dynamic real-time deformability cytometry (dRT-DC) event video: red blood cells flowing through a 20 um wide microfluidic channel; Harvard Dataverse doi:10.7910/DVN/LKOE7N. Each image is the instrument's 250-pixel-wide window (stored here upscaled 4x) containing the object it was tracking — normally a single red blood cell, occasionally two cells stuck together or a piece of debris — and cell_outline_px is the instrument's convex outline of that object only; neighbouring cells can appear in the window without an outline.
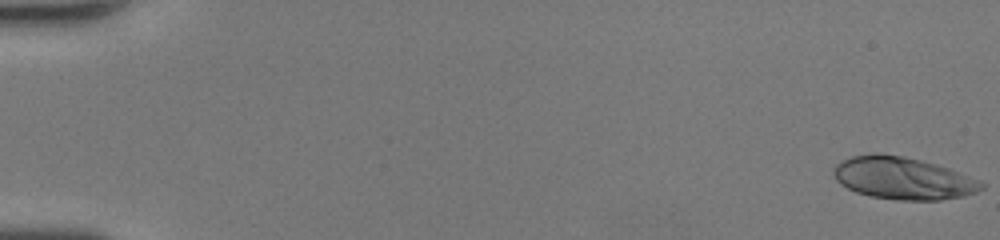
{"species": "human", "species_latin": "Homo sapiens", "temperature_condition": "room temperature", "stored_images_in_passage": 48, "camera_frame_rate_fps": 3000, "um_per_image_px": 0.085, "donor": {"sex": "female"}, "frame": {"image": 1, "passage_image": 1, "time_ms": 0.0, "image_size_px": [1000, 240], "cell_outline_px": [[984, 188], [976, 192], [964, 196], [940, 200], [896, 200], [872, 196], [856, 192], [840, 184], [836, 180], [832, 172], [832, 168], [836, 164], [852, 156], [876, 152], [904, 156], [936, 164], [948, 168], [980, 180], [984, 184]], "centroid_in_image_um": [76.74, 15.14], "position_along_channel_um": 8.3, "area_um2": 36.53}}
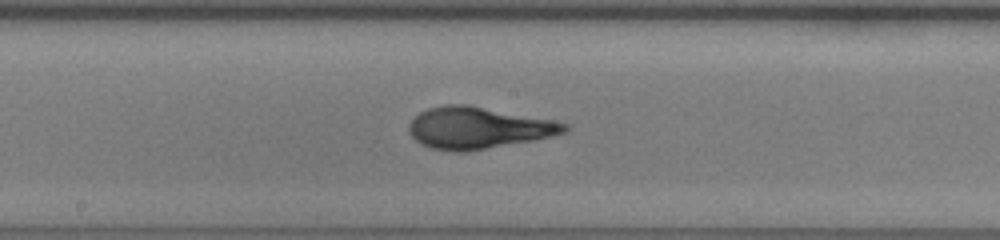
{"frame": {"image": 2, "passage_image": 27, "time_ms": 8.667, "image_size_px": [1000, 240], "cell_outline_px": [[568, 132], [532, 140], [464, 152], [452, 152], [432, 148], [420, 144], [408, 132], [408, 128], [412, 120], [420, 112], [428, 108], [444, 104], [464, 104], [552, 120], [568, 124]], "centroid_in_image_um": [40.6, 10.87], "position_along_channel_um": 207.6, "area_um2": 37.34}}
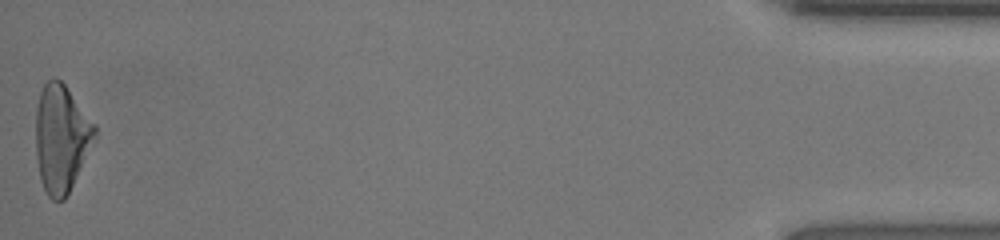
{"frame": {"image": 3, "passage_image": 48, "time_ms": 15.667, "image_size_px": [1000, 240], "cell_outline_px": [[96, 136], [64, 200], [52, 200], [48, 196], [40, 180], [36, 156], [36, 108], [40, 92], [44, 84], [52, 76], [56, 76], [64, 84], [96, 124]], "centroid_in_image_um": [5.19, 11.71], "position_along_channel_um": 430.0, "area_um2": 36.7}, "authors_computed_cell_mechanics": {"area_um2": 36.0383, "velocity_mm_per_s": 4.4795, "shape_relaxation_time_tau1_ms": 5.8968, "shape_relaxation_time_tau2_ms": null, "deformation_change_tau1": 0.2556, "deformation_change_tau2": null}}